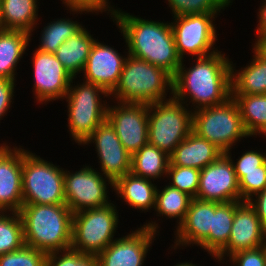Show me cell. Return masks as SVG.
<instances>
[{
    "label": "cell",
    "instance_id": "cell-1",
    "mask_svg": "<svg viewBox=\"0 0 266 266\" xmlns=\"http://www.w3.org/2000/svg\"><path fill=\"white\" fill-rule=\"evenodd\" d=\"M184 61L173 77V96L177 100L194 112L223 104L231 98L232 60L225 53L218 51L194 58L192 66L188 68Z\"/></svg>",
    "mask_w": 266,
    "mask_h": 266
},
{
    "label": "cell",
    "instance_id": "cell-2",
    "mask_svg": "<svg viewBox=\"0 0 266 266\" xmlns=\"http://www.w3.org/2000/svg\"><path fill=\"white\" fill-rule=\"evenodd\" d=\"M116 8L112 18L121 32L129 55L163 68L173 77L182 62L170 22L143 19Z\"/></svg>",
    "mask_w": 266,
    "mask_h": 266
},
{
    "label": "cell",
    "instance_id": "cell-3",
    "mask_svg": "<svg viewBox=\"0 0 266 266\" xmlns=\"http://www.w3.org/2000/svg\"><path fill=\"white\" fill-rule=\"evenodd\" d=\"M24 242L46 253L71 248L73 213L66 204H23Z\"/></svg>",
    "mask_w": 266,
    "mask_h": 266
},
{
    "label": "cell",
    "instance_id": "cell-4",
    "mask_svg": "<svg viewBox=\"0 0 266 266\" xmlns=\"http://www.w3.org/2000/svg\"><path fill=\"white\" fill-rule=\"evenodd\" d=\"M171 96H173V76L163 68L129 54L118 84L110 93L112 102L115 99L121 103L150 104Z\"/></svg>",
    "mask_w": 266,
    "mask_h": 266
},
{
    "label": "cell",
    "instance_id": "cell-5",
    "mask_svg": "<svg viewBox=\"0 0 266 266\" xmlns=\"http://www.w3.org/2000/svg\"><path fill=\"white\" fill-rule=\"evenodd\" d=\"M72 78L63 100L67 103V127L70 137L79 146L106 120L110 94L102 87ZM102 97V98H101ZM106 97V98H105ZM105 99V100H101Z\"/></svg>",
    "mask_w": 266,
    "mask_h": 266
},
{
    "label": "cell",
    "instance_id": "cell-6",
    "mask_svg": "<svg viewBox=\"0 0 266 266\" xmlns=\"http://www.w3.org/2000/svg\"><path fill=\"white\" fill-rule=\"evenodd\" d=\"M193 111L171 98L148 104V143L170 156L191 132Z\"/></svg>",
    "mask_w": 266,
    "mask_h": 266
},
{
    "label": "cell",
    "instance_id": "cell-7",
    "mask_svg": "<svg viewBox=\"0 0 266 266\" xmlns=\"http://www.w3.org/2000/svg\"><path fill=\"white\" fill-rule=\"evenodd\" d=\"M192 131L224 153L250 137L243 125L239 106L232 97L223 104L194 111Z\"/></svg>",
    "mask_w": 266,
    "mask_h": 266
},
{
    "label": "cell",
    "instance_id": "cell-8",
    "mask_svg": "<svg viewBox=\"0 0 266 266\" xmlns=\"http://www.w3.org/2000/svg\"><path fill=\"white\" fill-rule=\"evenodd\" d=\"M65 169L23 147V204H66Z\"/></svg>",
    "mask_w": 266,
    "mask_h": 266
},
{
    "label": "cell",
    "instance_id": "cell-9",
    "mask_svg": "<svg viewBox=\"0 0 266 266\" xmlns=\"http://www.w3.org/2000/svg\"><path fill=\"white\" fill-rule=\"evenodd\" d=\"M118 207L110 204L76 212L72 217L71 249L87 255H98L116 238Z\"/></svg>",
    "mask_w": 266,
    "mask_h": 266
},
{
    "label": "cell",
    "instance_id": "cell-10",
    "mask_svg": "<svg viewBox=\"0 0 266 266\" xmlns=\"http://www.w3.org/2000/svg\"><path fill=\"white\" fill-rule=\"evenodd\" d=\"M219 13L189 14L172 17L170 22L174 35L176 50L184 60L188 57H204L218 52L216 46V18Z\"/></svg>",
    "mask_w": 266,
    "mask_h": 266
},
{
    "label": "cell",
    "instance_id": "cell-11",
    "mask_svg": "<svg viewBox=\"0 0 266 266\" xmlns=\"http://www.w3.org/2000/svg\"><path fill=\"white\" fill-rule=\"evenodd\" d=\"M109 187L114 190V183L90 164L75 172L65 170L66 205L73 214L110 204Z\"/></svg>",
    "mask_w": 266,
    "mask_h": 266
},
{
    "label": "cell",
    "instance_id": "cell-12",
    "mask_svg": "<svg viewBox=\"0 0 266 266\" xmlns=\"http://www.w3.org/2000/svg\"><path fill=\"white\" fill-rule=\"evenodd\" d=\"M159 227L158 221L153 219L123 237H117L97 255L98 266H144L152 243L160 235Z\"/></svg>",
    "mask_w": 266,
    "mask_h": 266
},
{
    "label": "cell",
    "instance_id": "cell-13",
    "mask_svg": "<svg viewBox=\"0 0 266 266\" xmlns=\"http://www.w3.org/2000/svg\"><path fill=\"white\" fill-rule=\"evenodd\" d=\"M108 104L106 120L131 156L148 143V104Z\"/></svg>",
    "mask_w": 266,
    "mask_h": 266
},
{
    "label": "cell",
    "instance_id": "cell-14",
    "mask_svg": "<svg viewBox=\"0 0 266 266\" xmlns=\"http://www.w3.org/2000/svg\"><path fill=\"white\" fill-rule=\"evenodd\" d=\"M32 55L35 101L42 105L59 99L63 101L73 77L54 54L35 49Z\"/></svg>",
    "mask_w": 266,
    "mask_h": 266
},
{
    "label": "cell",
    "instance_id": "cell-15",
    "mask_svg": "<svg viewBox=\"0 0 266 266\" xmlns=\"http://www.w3.org/2000/svg\"><path fill=\"white\" fill-rule=\"evenodd\" d=\"M95 147L98 168L106 178L115 183L123 175L131 172V154L123 147L116 131L105 120L98 125L94 132L82 143ZM100 160V161H99Z\"/></svg>",
    "mask_w": 266,
    "mask_h": 266
},
{
    "label": "cell",
    "instance_id": "cell-16",
    "mask_svg": "<svg viewBox=\"0 0 266 266\" xmlns=\"http://www.w3.org/2000/svg\"><path fill=\"white\" fill-rule=\"evenodd\" d=\"M266 245V230L248 201H235V214L227 245L213 258L224 264L231 255Z\"/></svg>",
    "mask_w": 266,
    "mask_h": 266
},
{
    "label": "cell",
    "instance_id": "cell-17",
    "mask_svg": "<svg viewBox=\"0 0 266 266\" xmlns=\"http://www.w3.org/2000/svg\"><path fill=\"white\" fill-rule=\"evenodd\" d=\"M196 198L218 203L241 201L239 181L232 161L225 153L200 170Z\"/></svg>",
    "mask_w": 266,
    "mask_h": 266
},
{
    "label": "cell",
    "instance_id": "cell-18",
    "mask_svg": "<svg viewBox=\"0 0 266 266\" xmlns=\"http://www.w3.org/2000/svg\"><path fill=\"white\" fill-rule=\"evenodd\" d=\"M127 56V51L122 55L114 46L99 42L97 38L82 70V80L96 84L110 94L118 84Z\"/></svg>",
    "mask_w": 266,
    "mask_h": 266
},
{
    "label": "cell",
    "instance_id": "cell-19",
    "mask_svg": "<svg viewBox=\"0 0 266 266\" xmlns=\"http://www.w3.org/2000/svg\"><path fill=\"white\" fill-rule=\"evenodd\" d=\"M22 147L0 143V212H19L23 206Z\"/></svg>",
    "mask_w": 266,
    "mask_h": 266
},
{
    "label": "cell",
    "instance_id": "cell-20",
    "mask_svg": "<svg viewBox=\"0 0 266 266\" xmlns=\"http://www.w3.org/2000/svg\"><path fill=\"white\" fill-rule=\"evenodd\" d=\"M214 215V202L193 198L185 219L174 229V244L171 249L198 245L209 235ZM181 247V248H180Z\"/></svg>",
    "mask_w": 266,
    "mask_h": 266
},
{
    "label": "cell",
    "instance_id": "cell-21",
    "mask_svg": "<svg viewBox=\"0 0 266 266\" xmlns=\"http://www.w3.org/2000/svg\"><path fill=\"white\" fill-rule=\"evenodd\" d=\"M223 153L215 144L199 137L192 131L169 156V165L201 170L217 160Z\"/></svg>",
    "mask_w": 266,
    "mask_h": 266
},
{
    "label": "cell",
    "instance_id": "cell-22",
    "mask_svg": "<svg viewBox=\"0 0 266 266\" xmlns=\"http://www.w3.org/2000/svg\"><path fill=\"white\" fill-rule=\"evenodd\" d=\"M252 59L236 70L231 61V95L266 94V56L252 44Z\"/></svg>",
    "mask_w": 266,
    "mask_h": 266
},
{
    "label": "cell",
    "instance_id": "cell-23",
    "mask_svg": "<svg viewBox=\"0 0 266 266\" xmlns=\"http://www.w3.org/2000/svg\"><path fill=\"white\" fill-rule=\"evenodd\" d=\"M154 182L156 181L135 176L130 172L114 183L113 191L121 201L123 200L122 202L137 212L154 211L157 190V185Z\"/></svg>",
    "mask_w": 266,
    "mask_h": 266
},
{
    "label": "cell",
    "instance_id": "cell-24",
    "mask_svg": "<svg viewBox=\"0 0 266 266\" xmlns=\"http://www.w3.org/2000/svg\"><path fill=\"white\" fill-rule=\"evenodd\" d=\"M31 36L21 30H0V78L16 80L17 66L30 47Z\"/></svg>",
    "mask_w": 266,
    "mask_h": 266
},
{
    "label": "cell",
    "instance_id": "cell-25",
    "mask_svg": "<svg viewBox=\"0 0 266 266\" xmlns=\"http://www.w3.org/2000/svg\"><path fill=\"white\" fill-rule=\"evenodd\" d=\"M39 0H1L2 29L21 30L34 35L32 32L39 25Z\"/></svg>",
    "mask_w": 266,
    "mask_h": 266
},
{
    "label": "cell",
    "instance_id": "cell-26",
    "mask_svg": "<svg viewBox=\"0 0 266 266\" xmlns=\"http://www.w3.org/2000/svg\"><path fill=\"white\" fill-rule=\"evenodd\" d=\"M96 40L84 26L77 34L62 43L54 55L70 75L77 78V75L82 73Z\"/></svg>",
    "mask_w": 266,
    "mask_h": 266
},
{
    "label": "cell",
    "instance_id": "cell-27",
    "mask_svg": "<svg viewBox=\"0 0 266 266\" xmlns=\"http://www.w3.org/2000/svg\"><path fill=\"white\" fill-rule=\"evenodd\" d=\"M235 214V201L214 202V215L209 235L198 245L214 258L228 243Z\"/></svg>",
    "mask_w": 266,
    "mask_h": 266
},
{
    "label": "cell",
    "instance_id": "cell-28",
    "mask_svg": "<svg viewBox=\"0 0 266 266\" xmlns=\"http://www.w3.org/2000/svg\"><path fill=\"white\" fill-rule=\"evenodd\" d=\"M169 163L170 158L165 152L147 143L132 155L131 173L159 182L158 179L162 180L161 178L166 177Z\"/></svg>",
    "mask_w": 266,
    "mask_h": 266
},
{
    "label": "cell",
    "instance_id": "cell-29",
    "mask_svg": "<svg viewBox=\"0 0 266 266\" xmlns=\"http://www.w3.org/2000/svg\"><path fill=\"white\" fill-rule=\"evenodd\" d=\"M239 106L241 118L250 137L266 138V94L231 95Z\"/></svg>",
    "mask_w": 266,
    "mask_h": 266
},
{
    "label": "cell",
    "instance_id": "cell-30",
    "mask_svg": "<svg viewBox=\"0 0 266 266\" xmlns=\"http://www.w3.org/2000/svg\"><path fill=\"white\" fill-rule=\"evenodd\" d=\"M162 189L157 187L154 211L162 218L177 220L175 229L183 222L193 199L188 194L166 184ZM162 190V191H161Z\"/></svg>",
    "mask_w": 266,
    "mask_h": 266
},
{
    "label": "cell",
    "instance_id": "cell-31",
    "mask_svg": "<svg viewBox=\"0 0 266 266\" xmlns=\"http://www.w3.org/2000/svg\"><path fill=\"white\" fill-rule=\"evenodd\" d=\"M46 25L43 30L41 29L40 42L36 49L51 54H54L62 43L84 27L82 22L74 21L72 17L53 19Z\"/></svg>",
    "mask_w": 266,
    "mask_h": 266
},
{
    "label": "cell",
    "instance_id": "cell-32",
    "mask_svg": "<svg viewBox=\"0 0 266 266\" xmlns=\"http://www.w3.org/2000/svg\"><path fill=\"white\" fill-rule=\"evenodd\" d=\"M25 245L23 221L19 212H0V255Z\"/></svg>",
    "mask_w": 266,
    "mask_h": 266
},
{
    "label": "cell",
    "instance_id": "cell-33",
    "mask_svg": "<svg viewBox=\"0 0 266 266\" xmlns=\"http://www.w3.org/2000/svg\"><path fill=\"white\" fill-rule=\"evenodd\" d=\"M173 17L189 14L222 13L232 0H166ZM223 11H222V10Z\"/></svg>",
    "mask_w": 266,
    "mask_h": 266
},
{
    "label": "cell",
    "instance_id": "cell-34",
    "mask_svg": "<svg viewBox=\"0 0 266 266\" xmlns=\"http://www.w3.org/2000/svg\"><path fill=\"white\" fill-rule=\"evenodd\" d=\"M167 184L196 198L199 188L200 170L192 167L169 165L166 173Z\"/></svg>",
    "mask_w": 266,
    "mask_h": 266
},
{
    "label": "cell",
    "instance_id": "cell-35",
    "mask_svg": "<svg viewBox=\"0 0 266 266\" xmlns=\"http://www.w3.org/2000/svg\"><path fill=\"white\" fill-rule=\"evenodd\" d=\"M47 253L24 245L21 249L0 255V266H46Z\"/></svg>",
    "mask_w": 266,
    "mask_h": 266
},
{
    "label": "cell",
    "instance_id": "cell-36",
    "mask_svg": "<svg viewBox=\"0 0 266 266\" xmlns=\"http://www.w3.org/2000/svg\"><path fill=\"white\" fill-rule=\"evenodd\" d=\"M46 266H98V259L70 248L47 253Z\"/></svg>",
    "mask_w": 266,
    "mask_h": 266
},
{
    "label": "cell",
    "instance_id": "cell-37",
    "mask_svg": "<svg viewBox=\"0 0 266 266\" xmlns=\"http://www.w3.org/2000/svg\"><path fill=\"white\" fill-rule=\"evenodd\" d=\"M235 173L239 181L241 201H248L266 188V161L261 165V171Z\"/></svg>",
    "mask_w": 266,
    "mask_h": 266
},
{
    "label": "cell",
    "instance_id": "cell-38",
    "mask_svg": "<svg viewBox=\"0 0 266 266\" xmlns=\"http://www.w3.org/2000/svg\"><path fill=\"white\" fill-rule=\"evenodd\" d=\"M62 4H64L66 10L70 12V14H78L80 13L84 15L94 14L98 15L99 13H107L112 18L116 9L115 5H110L111 2L109 0H60ZM96 13V14H95Z\"/></svg>",
    "mask_w": 266,
    "mask_h": 266
},
{
    "label": "cell",
    "instance_id": "cell-39",
    "mask_svg": "<svg viewBox=\"0 0 266 266\" xmlns=\"http://www.w3.org/2000/svg\"><path fill=\"white\" fill-rule=\"evenodd\" d=\"M231 150L225 152V154L231 159L235 172H252L261 171V165L266 161V150H247L242 153L238 159L233 160ZM235 161V162H234Z\"/></svg>",
    "mask_w": 266,
    "mask_h": 266
},
{
    "label": "cell",
    "instance_id": "cell-40",
    "mask_svg": "<svg viewBox=\"0 0 266 266\" xmlns=\"http://www.w3.org/2000/svg\"><path fill=\"white\" fill-rule=\"evenodd\" d=\"M227 260L232 263L231 266H266V245L237 252Z\"/></svg>",
    "mask_w": 266,
    "mask_h": 266
},
{
    "label": "cell",
    "instance_id": "cell-41",
    "mask_svg": "<svg viewBox=\"0 0 266 266\" xmlns=\"http://www.w3.org/2000/svg\"><path fill=\"white\" fill-rule=\"evenodd\" d=\"M16 81H12L6 78H0V120H3L5 115L7 116L8 110H12V104L14 103ZM12 103V104H11Z\"/></svg>",
    "mask_w": 266,
    "mask_h": 266
},
{
    "label": "cell",
    "instance_id": "cell-42",
    "mask_svg": "<svg viewBox=\"0 0 266 266\" xmlns=\"http://www.w3.org/2000/svg\"><path fill=\"white\" fill-rule=\"evenodd\" d=\"M248 202L256 210V214L260 219L261 225L266 230V188L255 194L248 200Z\"/></svg>",
    "mask_w": 266,
    "mask_h": 266
},
{
    "label": "cell",
    "instance_id": "cell-43",
    "mask_svg": "<svg viewBox=\"0 0 266 266\" xmlns=\"http://www.w3.org/2000/svg\"><path fill=\"white\" fill-rule=\"evenodd\" d=\"M263 3H261V5L258 8V14H257V27H256V39L255 42L253 43V45L262 37L266 36V0L261 1Z\"/></svg>",
    "mask_w": 266,
    "mask_h": 266
},
{
    "label": "cell",
    "instance_id": "cell-44",
    "mask_svg": "<svg viewBox=\"0 0 266 266\" xmlns=\"http://www.w3.org/2000/svg\"><path fill=\"white\" fill-rule=\"evenodd\" d=\"M254 46L264 55L266 56V36L259 39Z\"/></svg>",
    "mask_w": 266,
    "mask_h": 266
},
{
    "label": "cell",
    "instance_id": "cell-45",
    "mask_svg": "<svg viewBox=\"0 0 266 266\" xmlns=\"http://www.w3.org/2000/svg\"><path fill=\"white\" fill-rule=\"evenodd\" d=\"M193 261H184V262H178V263H176L175 265H173V266H198L197 264H194V263H192ZM199 266H201V265H199Z\"/></svg>",
    "mask_w": 266,
    "mask_h": 266
},
{
    "label": "cell",
    "instance_id": "cell-46",
    "mask_svg": "<svg viewBox=\"0 0 266 266\" xmlns=\"http://www.w3.org/2000/svg\"><path fill=\"white\" fill-rule=\"evenodd\" d=\"M0 5H1V0H0ZM2 29V24H1V12H0V30Z\"/></svg>",
    "mask_w": 266,
    "mask_h": 266
}]
</instances>
